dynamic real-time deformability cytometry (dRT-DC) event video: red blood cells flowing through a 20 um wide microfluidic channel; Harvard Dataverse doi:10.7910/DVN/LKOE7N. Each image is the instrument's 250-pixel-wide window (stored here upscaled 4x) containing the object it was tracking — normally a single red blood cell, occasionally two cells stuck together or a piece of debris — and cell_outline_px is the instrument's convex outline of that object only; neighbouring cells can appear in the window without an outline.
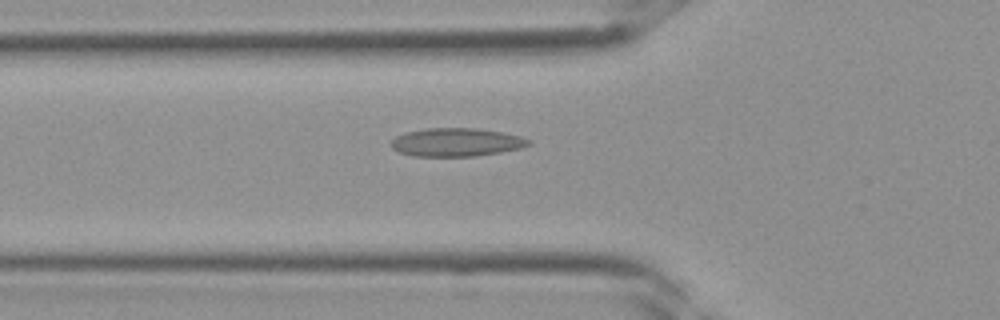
{"species": "Egyptian fruit bat (a non-hibernating species)", "species_latin": "Rousettus aegyptiacus", "temperature_condition": "room temperature", "stored_images_in_passage": 35, "camera_frame_rate_fps": 3000, "um_per_image_px": 0.085, "frame": {"image": 1, "passage_image": 13, "time_ms": 4.0, "image_size_px": [1000, 320], "cell_outline_px": [[532, 144], [524, 148], [476, 156], [412, 156], [400, 152], [392, 148], [392, 140], [396, 136], [404, 132], [428, 128], [476, 128], [500, 132], [520, 136], [532, 140]], "centroid_in_image_um": [38.83, 12.09], "position_along_channel_um": 87.0, "area_um2": 22.77}}
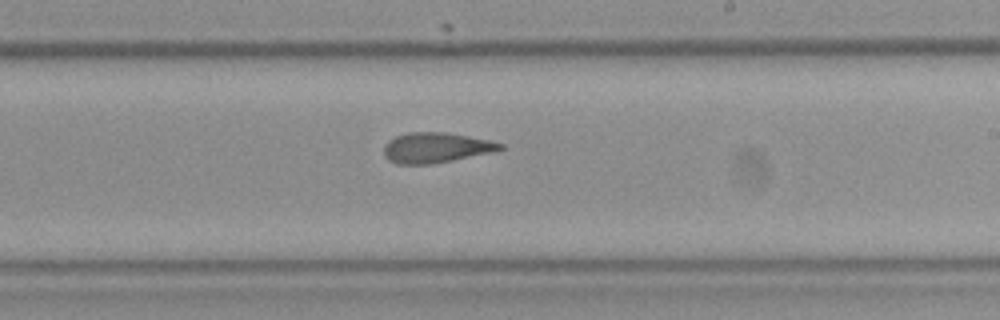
{"frame": {"image": 2, "passage_image": 22, "time_ms": 7.0, "image_size_px": [1000, 320], "cell_outline_px": [[504, 148], [496, 152], [432, 164], [396, 164], [388, 160], [384, 156], [384, 144], [388, 140], [396, 136], [408, 132], [444, 132], [468, 136], [488, 140], [504, 144]], "centroid_in_image_um": [37.05, 12.56], "position_along_channel_um": 252.0, "area_um2": 20.69}}
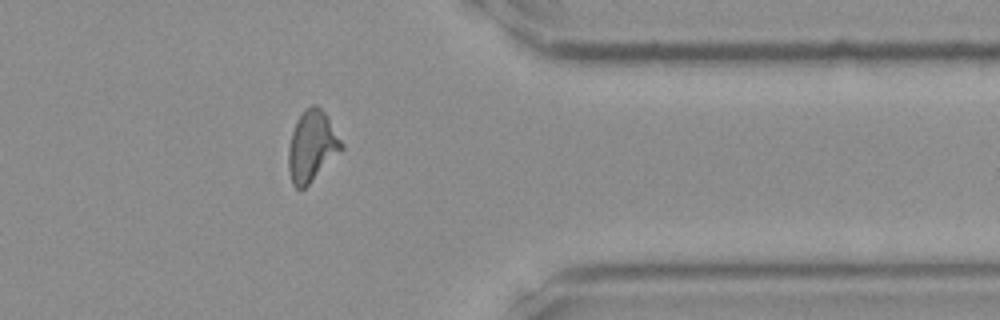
{"frame": {"image": 3, "passage_image": 30, "time_ms": 9.667, "image_size_px": [1000, 320], "cell_outline_px": [[344, 148], [304, 188], [296, 188], [292, 184], [288, 168], [288, 148], [292, 132], [296, 120], [312, 104], [316, 104], [324, 112], [344, 144]], "centroid_in_image_um": [26.5, 12.43], "position_along_channel_um": 384.9, "area_um2": 21.5}}